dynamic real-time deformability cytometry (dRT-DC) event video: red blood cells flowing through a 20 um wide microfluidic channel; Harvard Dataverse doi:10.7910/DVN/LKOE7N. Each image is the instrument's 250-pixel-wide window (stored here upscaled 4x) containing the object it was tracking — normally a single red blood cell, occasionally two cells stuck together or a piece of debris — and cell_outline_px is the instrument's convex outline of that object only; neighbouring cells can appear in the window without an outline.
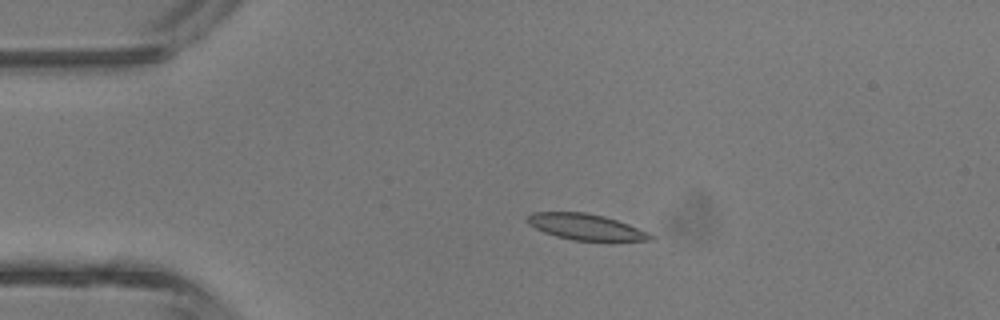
{"species": "common noctule bat (a hibernating species)", "species_latin": "Nyctalus noctula", "temperature_condition": "room temperature", "stored_images_in_passage": 3, "camera_frame_rate_fps": 3000, "um_per_image_px": 0.085, "animal": {"sex": "male", "body_mass_g": 13.3}, "frame": {"image": 1, "passage_image": 2, "time_ms": 1.333, "image_size_px": [1000, 320], "cell_outline_px": [[656, 236], [652, 240], [612, 244], [572, 240], [556, 236], [544, 232], [528, 224], [524, 220], [532, 212], [584, 212], [604, 216], [628, 224], [648, 232]], "centroid_in_image_um": [49.89, 19.35], "position_along_channel_um": 35.1, "area_um2": 19.65}}